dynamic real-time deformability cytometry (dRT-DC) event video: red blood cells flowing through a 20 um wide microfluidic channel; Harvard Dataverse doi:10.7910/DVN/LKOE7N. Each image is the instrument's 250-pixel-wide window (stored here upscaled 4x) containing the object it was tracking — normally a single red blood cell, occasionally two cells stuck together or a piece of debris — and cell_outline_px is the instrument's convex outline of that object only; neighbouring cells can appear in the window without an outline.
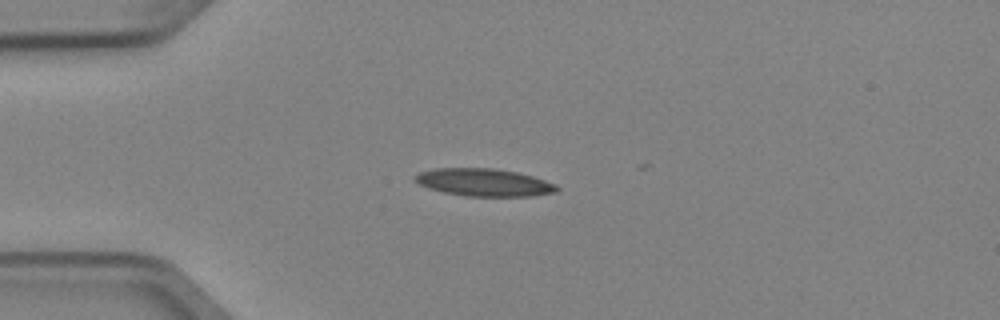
{"species": "Egyptian fruit bat (a non-hibernating species)", "species_latin": "Rousettus aegyptiacus", "temperature_condition": "cold", "stored_images_in_passage": 5, "camera_frame_rate_fps": 3000, "um_per_image_px": 0.085, "animal": {"sex": "female"}, "frame": {"image": 1, "passage_image": 4, "time_ms": 1.0, "image_size_px": [1000, 320], "cell_outline_px": [[560, 188], [556, 192], [532, 196], [464, 196], [444, 192], [428, 188], [412, 180], [412, 176], [420, 172], [436, 168], [492, 168], [516, 172], [532, 176], [556, 184]], "centroid_in_image_um": [41.11, 15.5], "position_along_channel_um": 43.9, "area_um2": 22.83}}